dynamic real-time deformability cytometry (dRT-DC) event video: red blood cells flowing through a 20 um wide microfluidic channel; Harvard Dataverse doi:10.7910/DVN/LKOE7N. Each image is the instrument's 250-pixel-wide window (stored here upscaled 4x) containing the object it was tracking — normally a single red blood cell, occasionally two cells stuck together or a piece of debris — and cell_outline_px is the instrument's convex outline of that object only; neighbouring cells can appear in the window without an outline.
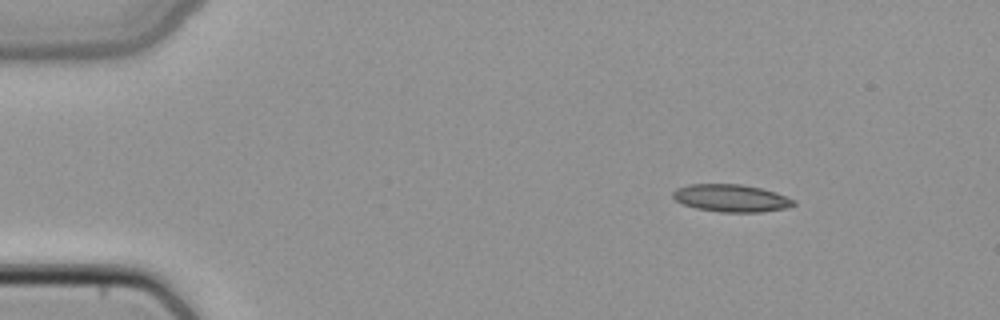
{"species": "common noctule bat (a hibernating species)", "species_latin": "Nyctalus noctula", "temperature_condition": "cold", "stored_images_in_passage": 4, "camera_frame_rate_fps": 3000, "um_per_image_px": 0.085, "animal": {"sex": "female", "body_mass_g": 22.7, "forearm_length_mm": 54.2}, "frame": {"image": 1, "passage_image": 1, "time_ms": 0.0, "image_size_px": [1000, 320], "cell_outline_px": [[796, 204], [788, 208], [760, 212], [720, 212], [696, 208], [684, 204], [676, 200], [672, 196], [672, 192], [676, 188], [688, 184], [740, 184], [760, 188], [776, 192], [796, 200]], "centroid_in_image_um": [62.17, 16.84], "position_along_channel_um": 22.8, "area_um2": 19.42}}